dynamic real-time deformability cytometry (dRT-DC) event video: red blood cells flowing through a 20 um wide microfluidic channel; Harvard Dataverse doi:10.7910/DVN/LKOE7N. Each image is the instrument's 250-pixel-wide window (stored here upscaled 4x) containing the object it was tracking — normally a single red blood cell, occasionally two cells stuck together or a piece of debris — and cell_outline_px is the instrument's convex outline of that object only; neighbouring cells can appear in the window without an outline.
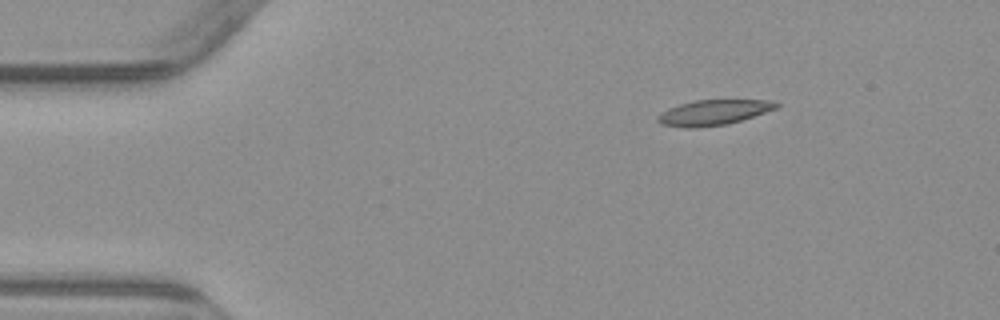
{"species": "common noctule bat (a hibernating species)", "species_latin": "Nyctalus noctula", "temperature_condition": "warm", "stored_images_in_passage": 2, "camera_frame_rate_fps": 3000, "um_per_image_px": 0.085, "animal": {"sex": "male", "body_mass_g": 23.1, "forearm_length_mm": 52.7}, "frame": {"image": 1, "passage_image": 1, "time_ms": 0.0, "image_size_px": [1000, 320], "cell_outline_px": [[780, 104], [776, 108], [728, 124], [696, 128], [684, 128], [660, 124], [656, 120], [656, 116], [660, 112], [668, 108], [680, 104], [696, 100], [776, 100]], "centroid_in_image_um": [60.59, 9.56], "position_along_channel_um": 24.4, "area_um2": 17.51}}